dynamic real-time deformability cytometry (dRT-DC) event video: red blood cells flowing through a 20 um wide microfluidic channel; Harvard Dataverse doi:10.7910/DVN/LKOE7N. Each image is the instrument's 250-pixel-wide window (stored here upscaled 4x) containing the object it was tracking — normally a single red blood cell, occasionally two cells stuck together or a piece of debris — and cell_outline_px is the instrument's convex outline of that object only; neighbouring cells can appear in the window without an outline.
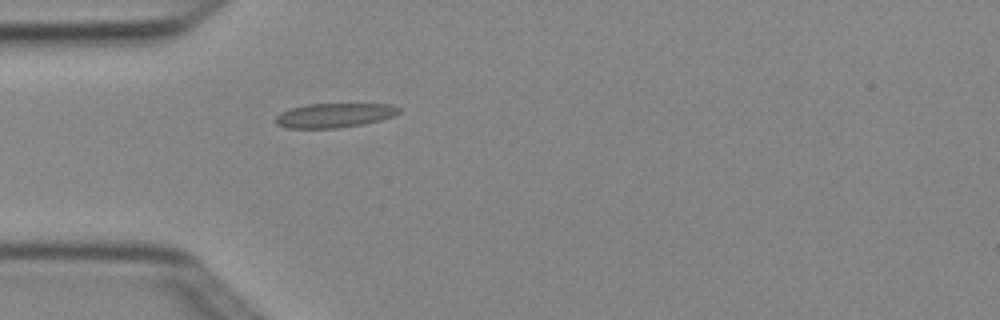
{"species": "Egyptian fruit bat (a non-hibernating species)", "species_latin": "Rousettus aegyptiacus", "temperature_condition": "cold", "stored_images_in_passage": 5, "camera_frame_rate_fps": 3000, "um_per_image_px": 0.085, "animal": {"sex": "female"}, "frame": {"image": 1, "passage_image": 5, "time_ms": 1.333, "image_size_px": [1000, 320], "cell_outline_px": [[400, 112], [392, 116], [380, 120], [364, 124], [336, 128], [284, 128], [276, 124], [276, 116], [280, 112], [292, 108], [308, 104], [392, 104], [400, 108]], "centroid_in_image_um": [28.41, 9.8], "position_along_channel_um": 56.6, "area_um2": 17.46}}